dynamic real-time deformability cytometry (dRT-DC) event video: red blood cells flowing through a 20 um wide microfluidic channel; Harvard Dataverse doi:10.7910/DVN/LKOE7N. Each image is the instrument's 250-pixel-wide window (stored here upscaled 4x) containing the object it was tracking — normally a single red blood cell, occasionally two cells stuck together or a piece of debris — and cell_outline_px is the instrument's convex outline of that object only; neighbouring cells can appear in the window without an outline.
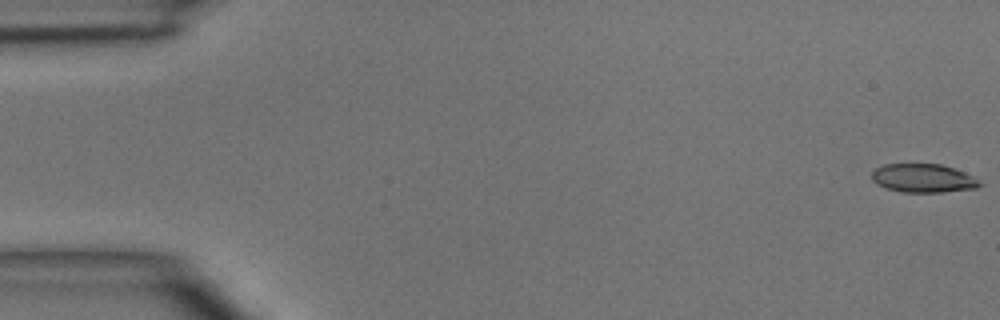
{"species": "common noctule bat (a hibernating species)", "species_latin": "Nyctalus noctula", "temperature_condition": "room temperature", "stored_images_in_passage": 4, "camera_frame_rate_fps": 3000, "um_per_image_px": 0.085, "animal": {"sex": "male", "body_mass_g": 15.6}, "frame": {"image": 1, "passage_image": 1, "time_ms": 0.0, "image_size_px": [1000, 320], "cell_outline_px": [[984, 184], [976, 188], [944, 192], [900, 192], [884, 188], [876, 184], [872, 180], [872, 172], [876, 168], [884, 164], [940, 164], [964, 172], [972, 176]], "centroid_in_image_um": [78.45, 15.16], "position_along_channel_um": 6.6, "area_um2": 18.03}}
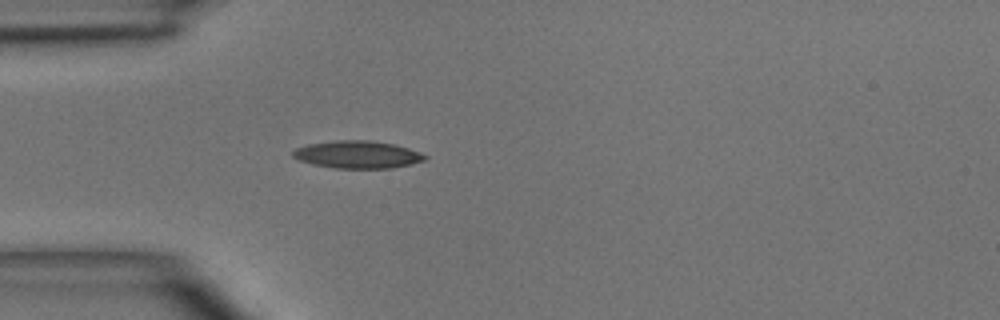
{"frame": {"image": 2, "passage_image": 4, "time_ms": 4.333, "image_size_px": [1000, 320], "cell_outline_px": [[428, 156], [424, 160], [412, 164], [392, 168], [332, 168], [312, 164], [300, 160], [292, 156], [292, 152], [296, 148], [308, 144], [336, 140], [368, 140], [392, 144], [408, 148], [420, 152]], "centroid_in_image_um": [30.38, 13.14], "position_along_channel_um": 54.6, "area_um2": 21.1}}